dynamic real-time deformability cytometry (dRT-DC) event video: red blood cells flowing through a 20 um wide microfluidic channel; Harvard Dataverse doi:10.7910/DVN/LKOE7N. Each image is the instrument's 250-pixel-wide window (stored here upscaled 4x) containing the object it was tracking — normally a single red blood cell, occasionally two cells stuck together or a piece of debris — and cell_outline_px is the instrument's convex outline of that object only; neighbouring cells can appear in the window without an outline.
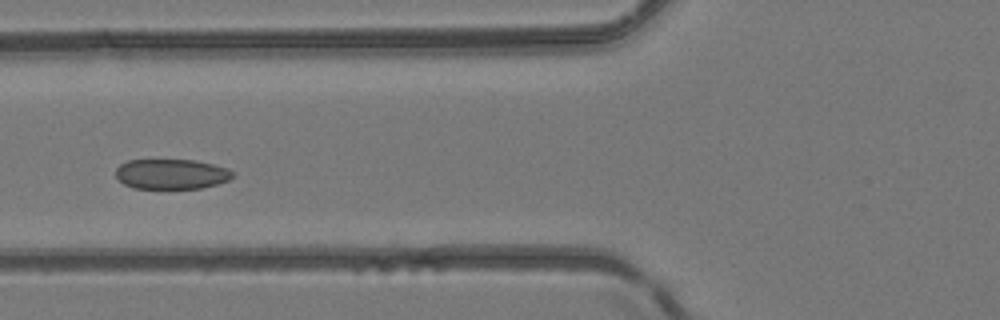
{"species": "common noctule bat (a hibernating species)", "species_latin": "Nyctalus noctula", "temperature_condition": "room temperature", "stored_images_in_passage": 5, "camera_frame_rate_fps": 3000, "um_per_image_px": 0.085, "animal": {"sex": "female", "body_mass_g": 24.6, "forearm_length_mm": 56.2}, "frame": {"image": 1, "passage_image": 5, "time_ms": 4.667, "image_size_px": [1000, 320], "cell_outline_px": [[236, 176], [228, 180], [216, 184], [200, 188], [132, 188], [124, 184], [116, 176], [116, 168], [120, 164], [128, 160], [196, 160], [228, 168], [236, 172]], "centroid_in_image_um": [14.6, 14.79], "position_along_channel_um": 111.2, "area_um2": 20.58}}